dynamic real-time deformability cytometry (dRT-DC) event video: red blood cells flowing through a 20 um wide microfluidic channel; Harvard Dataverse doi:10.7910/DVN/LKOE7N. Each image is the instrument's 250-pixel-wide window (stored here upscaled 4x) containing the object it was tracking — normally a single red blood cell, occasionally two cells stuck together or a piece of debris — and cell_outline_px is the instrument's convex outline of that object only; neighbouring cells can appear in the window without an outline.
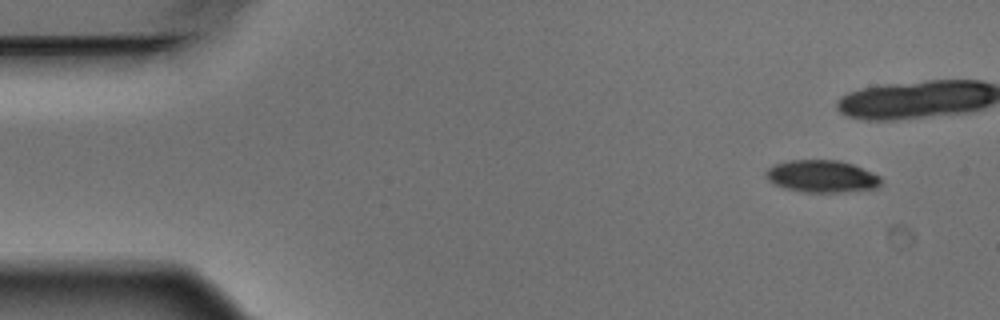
{"species": "Egyptian fruit bat (a non-hibernating species)", "species_latin": "Rousettus aegyptiacus", "temperature_condition": "warm", "stored_images_in_passage": 7, "camera_frame_rate_fps": 3000, "um_per_image_px": 0.085, "animal": {"sex": "male"}, "frame": {"image": 1, "passage_image": 1, "time_ms": 0.0, "image_size_px": [1000, 320], "cell_outline_px": [[880, 184], [876, 188], [840, 192], [804, 192], [784, 188], [768, 180], [764, 172], [768, 168], [776, 164], [788, 160], [840, 160], [852, 164], [872, 172], [880, 176]], "centroid_in_image_um": [69.84, 14.98], "position_along_channel_um": 15.2, "area_um2": 21.5}}
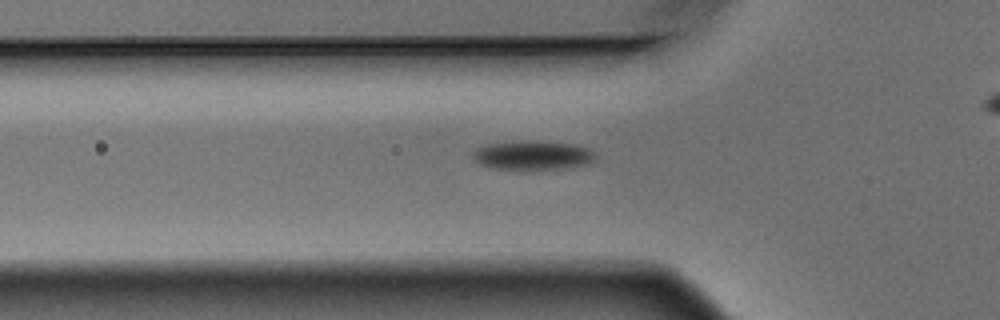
{"frame": {"image": 2, "passage_image": 7, "time_ms": 2.0, "image_size_px": [1000, 320], "cell_outline_px": [[596, 156], [592, 164], [544, 172], [496, 168], [480, 164], [472, 160], [472, 152], [480, 144], [516, 140], [536, 140], [576, 144], [588, 148], [596, 152]], "centroid_in_image_um": [45.3, 13.21], "position_along_channel_um": 80.5, "area_um2": 22.31}}